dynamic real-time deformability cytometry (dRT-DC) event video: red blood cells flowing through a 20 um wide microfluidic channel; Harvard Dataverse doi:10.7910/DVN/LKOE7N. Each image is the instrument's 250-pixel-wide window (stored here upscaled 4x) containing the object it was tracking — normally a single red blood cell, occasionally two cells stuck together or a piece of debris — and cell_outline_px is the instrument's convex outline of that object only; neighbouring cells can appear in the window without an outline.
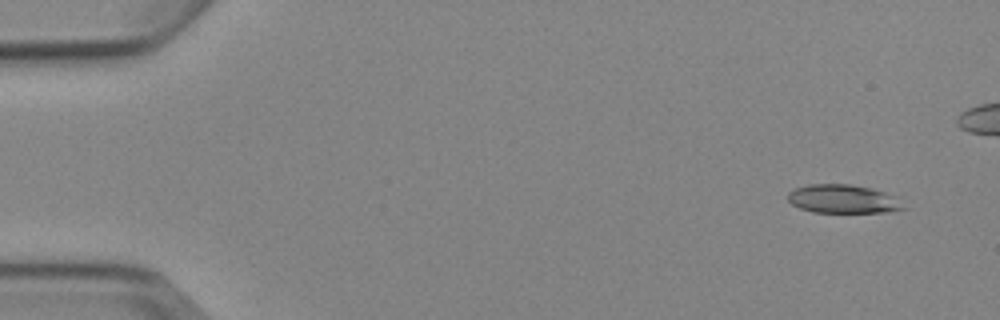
{"species": "Egyptian fruit bat (a non-hibernating species)", "species_latin": "Rousettus aegyptiacus", "temperature_condition": "cold", "stored_images_in_passage": 5, "camera_frame_rate_fps": 3000, "um_per_image_px": 0.085, "animal": {"sex": "female"}, "frame": {"image": 1, "passage_image": 1, "time_ms": 0.0, "image_size_px": [1000, 320], "cell_outline_px": [[908, 208], [888, 212], [812, 212], [800, 208], [792, 204], [788, 200], [788, 192], [796, 188], [808, 184], [852, 184], [872, 188], [896, 196]], "centroid_in_image_um": [71.7, 16.91], "position_along_channel_um": 13.3, "area_um2": 19.42}}